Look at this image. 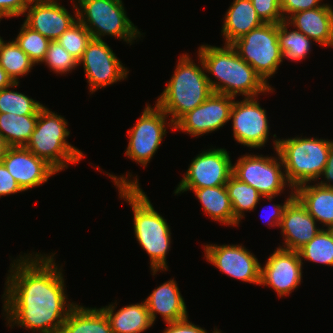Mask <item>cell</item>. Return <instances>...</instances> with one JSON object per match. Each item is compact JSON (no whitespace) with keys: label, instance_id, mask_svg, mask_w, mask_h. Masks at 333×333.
Segmentation results:
<instances>
[{"label":"cell","instance_id":"29","mask_svg":"<svg viewBox=\"0 0 333 333\" xmlns=\"http://www.w3.org/2000/svg\"><path fill=\"white\" fill-rule=\"evenodd\" d=\"M0 66L14 83H20L19 77L22 78L32 72L31 69L35 63L12 39V41L0 42Z\"/></svg>","mask_w":333,"mask_h":333},{"label":"cell","instance_id":"18","mask_svg":"<svg viewBox=\"0 0 333 333\" xmlns=\"http://www.w3.org/2000/svg\"><path fill=\"white\" fill-rule=\"evenodd\" d=\"M2 162L24 192L47 183L51 176L58 173L25 146L9 147Z\"/></svg>","mask_w":333,"mask_h":333},{"label":"cell","instance_id":"4","mask_svg":"<svg viewBox=\"0 0 333 333\" xmlns=\"http://www.w3.org/2000/svg\"><path fill=\"white\" fill-rule=\"evenodd\" d=\"M198 63L188 53L180 55L165 89L156 99L161 108L175 124L188 111L201 105L212 93L204 64L200 56Z\"/></svg>","mask_w":333,"mask_h":333},{"label":"cell","instance_id":"16","mask_svg":"<svg viewBox=\"0 0 333 333\" xmlns=\"http://www.w3.org/2000/svg\"><path fill=\"white\" fill-rule=\"evenodd\" d=\"M303 264L298 251L276 248L261 264L260 286H268L279 298L289 296L298 289L303 277Z\"/></svg>","mask_w":333,"mask_h":333},{"label":"cell","instance_id":"22","mask_svg":"<svg viewBox=\"0 0 333 333\" xmlns=\"http://www.w3.org/2000/svg\"><path fill=\"white\" fill-rule=\"evenodd\" d=\"M116 308L117 300L108 306L101 307L109 320L113 333H142L154 324L145 301L129 304L115 312Z\"/></svg>","mask_w":333,"mask_h":333},{"label":"cell","instance_id":"28","mask_svg":"<svg viewBox=\"0 0 333 333\" xmlns=\"http://www.w3.org/2000/svg\"><path fill=\"white\" fill-rule=\"evenodd\" d=\"M38 120V115L0 113V133L10 147L26 146Z\"/></svg>","mask_w":333,"mask_h":333},{"label":"cell","instance_id":"39","mask_svg":"<svg viewBox=\"0 0 333 333\" xmlns=\"http://www.w3.org/2000/svg\"><path fill=\"white\" fill-rule=\"evenodd\" d=\"M166 324L167 327L162 333H208L205 328L189 321L188 317L174 322H167ZM216 330L217 328L214 327V331L211 333H214Z\"/></svg>","mask_w":333,"mask_h":333},{"label":"cell","instance_id":"41","mask_svg":"<svg viewBox=\"0 0 333 333\" xmlns=\"http://www.w3.org/2000/svg\"><path fill=\"white\" fill-rule=\"evenodd\" d=\"M291 192V193H290ZM295 196V190L291 189L289 191V196L286 198L285 202L283 204H272V212L270 211L269 216L267 218V224L270 227H279V224L282 219V215L284 212V209L287 205V203ZM268 208V205L266 206ZM261 215V214H260ZM263 216V215H262ZM265 220V219H264Z\"/></svg>","mask_w":333,"mask_h":333},{"label":"cell","instance_id":"15","mask_svg":"<svg viewBox=\"0 0 333 333\" xmlns=\"http://www.w3.org/2000/svg\"><path fill=\"white\" fill-rule=\"evenodd\" d=\"M234 99L230 95L212 93L201 105L183 115L174 124V131L198 138L219 130L230 121Z\"/></svg>","mask_w":333,"mask_h":333},{"label":"cell","instance_id":"12","mask_svg":"<svg viewBox=\"0 0 333 333\" xmlns=\"http://www.w3.org/2000/svg\"><path fill=\"white\" fill-rule=\"evenodd\" d=\"M266 112L260 106L258 96L244 97L241 101L234 99L230 113L234 140L250 149L265 147L270 134Z\"/></svg>","mask_w":333,"mask_h":333},{"label":"cell","instance_id":"27","mask_svg":"<svg viewBox=\"0 0 333 333\" xmlns=\"http://www.w3.org/2000/svg\"><path fill=\"white\" fill-rule=\"evenodd\" d=\"M229 199L234 214V227L245 218L247 211H254L261 199L272 201L275 197H263L255 188L231 175L226 183Z\"/></svg>","mask_w":333,"mask_h":333},{"label":"cell","instance_id":"2","mask_svg":"<svg viewBox=\"0 0 333 333\" xmlns=\"http://www.w3.org/2000/svg\"><path fill=\"white\" fill-rule=\"evenodd\" d=\"M118 188L120 199L130 205L133 212V230L139 245L146 251L150 258L152 275L157 272L167 271V254L171 250V228L167 220L153 207L149 197L140 188L138 175L129 172L127 176L105 172ZM133 176V177H132ZM134 178V179H132Z\"/></svg>","mask_w":333,"mask_h":333},{"label":"cell","instance_id":"3","mask_svg":"<svg viewBox=\"0 0 333 333\" xmlns=\"http://www.w3.org/2000/svg\"><path fill=\"white\" fill-rule=\"evenodd\" d=\"M222 47L208 44L200 45L197 55L204 64L205 72L213 93L237 97H254L273 93L275 89L246 63L231 44ZM267 92V93H266Z\"/></svg>","mask_w":333,"mask_h":333},{"label":"cell","instance_id":"10","mask_svg":"<svg viewBox=\"0 0 333 333\" xmlns=\"http://www.w3.org/2000/svg\"><path fill=\"white\" fill-rule=\"evenodd\" d=\"M168 117L156 104L153 107L146 104L141 117L127 131L129 141L125 155L128 159L147 167L168 133V127L174 131V123L167 120Z\"/></svg>","mask_w":333,"mask_h":333},{"label":"cell","instance_id":"40","mask_svg":"<svg viewBox=\"0 0 333 333\" xmlns=\"http://www.w3.org/2000/svg\"><path fill=\"white\" fill-rule=\"evenodd\" d=\"M24 192L3 162H0V197Z\"/></svg>","mask_w":333,"mask_h":333},{"label":"cell","instance_id":"1","mask_svg":"<svg viewBox=\"0 0 333 333\" xmlns=\"http://www.w3.org/2000/svg\"><path fill=\"white\" fill-rule=\"evenodd\" d=\"M34 253L11 259L1 296L2 316L11 329L59 333L77 303L68 300L63 265L56 263L55 253Z\"/></svg>","mask_w":333,"mask_h":333},{"label":"cell","instance_id":"25","mask_svg":"<svg viewBox=\"0 0 333 333\" xmlns=\"http://www.w3.org/2000/svg\"><path fill=\"white\" fill-rule=\"evenodd\" d=\"M295 196L323 229L333 226V188L306 183L295 189Z\"/></svg>","mask_w":333,"mask_h":333},{"label":"cell","instance_id":"7","mask_svg":"<svg viewBox=\"0 0 333 333\" xmlns=\"http://www.w3.org/2000/svg\"><path fill=\"white\" fill-rule=\"evenodd\" d=\"M77 18L91 33L92 38L102 39L106 35L124 41L130 46L142 37L127 16L122 0H75Z\"/></svg>","mask_w":333,"mask_h":333},{"label":"cell","instance_id":"30","mask_svg":"<svg viewBox=\"0 0 333 333\" xmlns=\"http://www.w3.org/2000/svg\"><path fill=\"white\" fill-rule=\"evenodd\" d=\"M289 27L286 21L278 23V42L283 59L298 63L310 54L313 40L296 29L289 31Z\"/></svg>","mask_w":333,"mask_h":333},{"label":"cell","instance_id":"43","mask_svg":"<svg viewBox=\"0 0 333 333\" xmlns=\"http://www.w3.org/2000/svg\"><path fill=\"white\" fill-rule=\"evenodd\" d=\"M14 82L7 72L0 66V90L12 86Z\"/></svg>","mask_w":333,"mask_h":333},{"label":"cell","instance_id":"42","mask_svg":"<svg viewBox=\"0 0 333 333\" xmlns=\"http://www.w3.org/2000/svg\"><path fill=\"white\" fill-rule=\"evenodd\" d=\"M320 178H323V180H320ZM317 184L324 188H333V143L330 146L327 162Z\"/></svg>","mask_w":333,"mask_h":333},{"label":"cell","instance_id":"32","mask_svg":"<svg viewBox=\"0 0 333 333\" xmlns=\"http://www.w3.org/2000/svg\"><path fill=\"white\" fill-rule=\"evenodd\" d=\"M302 264L303 260L333 267V240L329 232L322 229L310 242L298 250Z\"/></svg>","mask_w":333,"mask_h":333},{"label":"cell","instance_id":"21","mask_svg":"<svg viewBox=\"0 0 333 333\" xmlns=\"http://www.w3.org/2000/svg\"><path fill=\"white\" fill-rule=\"evenodd\" d=\"M175 278L165 281L144 300L150 317L155 323L157 314L165 323L188 317L187 306Z\"/></svg>","mask_w":333,"mask_h":333},{"label":"cell","instance_id":"24","mask_svg":"<svg viewBox=\"0 0 333 333\" xmlns=\"http://www.w3.org/2000/svg\"><path fill=\"white\" fill-rule=\"evenodd\" d=\"M187 191L194 192L202 205L203 213L213 221L234 227V214L226 185L206 188H176L174 194L179 195Z\"/></svg>","mask_w":333,"mask_h":333},{"label":"cell","instance_id":"9","mask_svg":"<svg viewBox=\"0 0 333 333\" xmlns=\"http://www.w3.org/2000/svg\"><path fill=\"white\" fill-rule=\"evenodd\" d=\"M274 153L275 157L259 153L241 155L232 165V175L255 188L263 197L281 196L286 185L289 190L292 188L287 182L283 160L277 149Z\"/></svg>","mask_w":333,"mask_h":333},{"label":"cell","instance_id":"6","mask_svg":"<svg viewBox=\"0 0 333 333\" xmlns=\"http://www.w3.org/2000/svg\"><path fill=\"white\" fill-rule=\"evenodd\" d=\"M67 127L68 122L63 116L44 105L39 111L35 130L25 146L59 173L84 158L81 150L68 143L70 129Z\"/></svg>","mask_w":333,"mask_h":333},{"label":"cell","instance_id":"44","mask_svg":"<svg viewBox=\"0 0 333 333\" xmlns=\"http://www.w3.org/2000/svg\"><path fill=\"white\" fill-rule=\"evenodd\" d=\"M9 145L7 144L5 138L0 133V162L2 158L6 155L7 150L9 149Z\"/></svg>","mask_w":333,"mask_h":333},{"label":"cell","instance_id":"23","mask_svg":"<svg viewBox=\"0 0 333 333\" xmlns=\"http://www.w3.org/2000/svg\"><path fill=\"white\" fill-rule=\"evenodd\" d=\"M262 24L251 0H233L224 15L221 30L225 41L223 44H232Z\"/></svg>","mask_w":333,"mask_h":333},{"label":"cell","instance_id":"19","mask_svg":"<svg viewBox=\"0 0 333 333\" xmlns=\"http://www.w3.org/2000/svg\"><path fill=\"white\" fill-rule=\"evenodd\" d=\"M317 223L306 207L294 196L287 203L279 224L284 242L278 248L298 251L323 229L317 227Z\"/></svg>","mask_w":333,"mask_h":333},{"label":"cell","instance_id":"33","mask_svg":"<svg viewBox=\"0 0 333 333\" xmlns=\"http://www.w3.org/2000/svg\"><path fill=\"white\" fill-rule=\"evenodd\" d=\"M14 41L30 57L35 65L42 64L50 43L48 38L32 30L23 22Z\"/></svg>","mask_w":333,"mask_h":333},{"label":"cell","instance_id":"26","mask_svg":"<svg viewBox=\"0 0 333 333\" xmlns=\"http://www.w3.org/2000/svg\"><path fill=\"white\" fill-rule=\"evenodd\" d=\"M59 333H113L101 308L84 307L77 303L68 314Z\"/></svg>","mask_w":333,"mask_h":333},{"label":"cell","instance_id":"13","mask_svg":"<svg viewBox=\"0 0 333 333\" xmlns=\"http://www.w3.org/2000/svg\"><path fill=\"white\" fill-rule=\"evenodd\" d=\"M206 261L236 280L260 286L261 263L242 244H204Z\"/></svg>","mask_w":333,"mask_h":333},{"label":"cell","instance_id":"38","mask_svg":"<svg viewBox=\"0 0 333 333\" xmlns=\"http://www.w3.org/2000/svg\"><path fill=\"white\" fill-rule=\"evenodd\" d=\"M32 0H0V19L24 15Z\"/></svg>","mask_w":333,"mask_h":333},{"label":"cell","instance_id":"35","mask_svg":"<svg viewBox=\"0 0 333 333\" xmlns=\"http://www.w3.org/2000/svg\"><path fill=\"white\" fill-rule=\"evenodd\" d=\"M42 63L46 64L49 70L60 75L71 73L79 64L78 60L68 53L57 41H50L46 56Z\"/></svg>","mask_w":333,"mask_h":333},{"label":"cell","instance_id":"36","mask_svg":"<svg viewBox=\"0 0 333 333\" xmlns=\"http://www.w3.org/2000/svg\"><path fill=\"white\" fill-rule=\"evenodd\" d=\"M258 17L263 23L278 24L284 21L280 0H251Z\"/></svg>","mask_w":333,"mask_h":333},{"label":"cell","instance_id":"8","mask_svg":"<svg viewBox=\"0 0 333 333\" xmlns=\"http://www.w3.org/2000/svg\"><path fill=\"white\" fill-rule=\"evenodd\" d=\"M238 55L269 85L283 62L278 42V24L263 23L231 44Z\"/></svg>","mask_w":333,"mask_h":333},{"label":"cell","instance_id":"37","mask_svg":"<svg viewBox=\"0 0 333 333\" xmlns=\"http://www.w3.org/2000/svg\"><path fill=\"white\" fill-rule=\"evenodd\" d=\"M323 0H280L281 13L286 21L292 14L303 11L311 10L324 5Z\"/></svg>","mask_w":333,"mask_h":333},{"label":"cell","instance_id":"20","mask_svg":"<svg viewBox=\"0 0 333 333\" xmlns=\"http://www.w3.org/2000/svg\"><path fill=\"white\" fill-rule=\"evenodd\" d=\"M286 22L322 47H333V6H323L292 14Z\"/></svg>","mask_w":333,"mask_h":333},{"label":"cell","instance_id":"14","mask_svg":"<svg viewBox=\"0 0 333 333\" xmlns=\"http://www.w3.org/2000/svg\"><path fill=\"white\" fill-rule=\"evenodd\" d=\"M232 161L225 148L203 150L192 159L176 188H206L226 185L232 175Z\"/></svg>","mask_w":333,"mask_h":333},{"label":"cell","instance_id":"46","mask_svg":"<svg viewBox=\"0 0 333 333\" xmlns=\"http://www.w3.org/2000/svg\"><path fill=\"white\" fill-rule=\"evenodd\" d=\"M214 333H222V331H220V329H217Z\"/></svg>","mask_w":333,"mask_h":333},{"label":"cell","instance_id":"31","mask_svg":"<svg viewBox=\"0 0 333 333\" xmlns=\"http://www.w3.org/2000/svg\"><path fill=\"white\" fill-rule=\"evenodd\" d=\"M17 86L19 83H14L12 86L0 90V113L38 115L44 105L24 93L14 91V87L17 89Z\"/></svg>","mask_w":333,"mask_h":333},{"label":"cell","instance_id":"45","mask_svg":"<svg viewBox=\"0 0 333 333\" xmlns=\"http://www.w3.org/2000/svg\"><path fill=\"white\" fill-rule=\"evenodd\" d=\"M326 230L329 232V234H330V236L333 240V226H330V227L326 228Z\"/></svg>","mask_w":333,"mask_h":333},{"label":"cell","instance_id":"11","mask_svg":"<svg viewBox=\"0 0 333 333\" xmlns=\"http://www.w3.org/2000/svg\"><path fill=\"white\" fill-rule=\"evenodd\" d=\"M78 64H83L90 94L126 80L130 71L124 67L105 40L95 38H92L87 44Z\"/></svg>","mask_w":333,"mask_h":333},{"label":"cell","instance_id":"17","mask_svg":"<svg viewBox=\"0 0 333 333\" xmlns=\"http://www.w3.org/2000/svg\"><path fill=\"white\" fill-rule=\"evenodd\" d=\"M58 1L32 0L24 13V23L50 41H57L78 20L75 0H72L74 15Z\"/></svg>","mask_w":333,"mask_h":333},{"label":"cell","instance_id":"5","mask_svg":"<svg viewBox=\"0 0 333 333\" xmlns=\"http://www.w3.org/2000/svg\"><path fill=\"white\" fill-rule=\"evenodd\" d=\"M273 148L279 152L287 182L292 189L319 180L328 159L333 140L319 137L278 138L273 135ZM278 138V139H277Z\"/></svg>","mask_w":333,"mask_h":333},{"label":"cell","instance_id":"34","mask_svg":"<svg viewBox=\"0 0 333 333\" xmlns=\"http://www.w3.org/2000/svg\"><path fill=\"white\" fill-rule=\"evenodd\" d=\"M91 39V33L77 20L57 39V42L79 61Z\"/></svg>","mask_w":333,"mask_h":333}]
</instances>
